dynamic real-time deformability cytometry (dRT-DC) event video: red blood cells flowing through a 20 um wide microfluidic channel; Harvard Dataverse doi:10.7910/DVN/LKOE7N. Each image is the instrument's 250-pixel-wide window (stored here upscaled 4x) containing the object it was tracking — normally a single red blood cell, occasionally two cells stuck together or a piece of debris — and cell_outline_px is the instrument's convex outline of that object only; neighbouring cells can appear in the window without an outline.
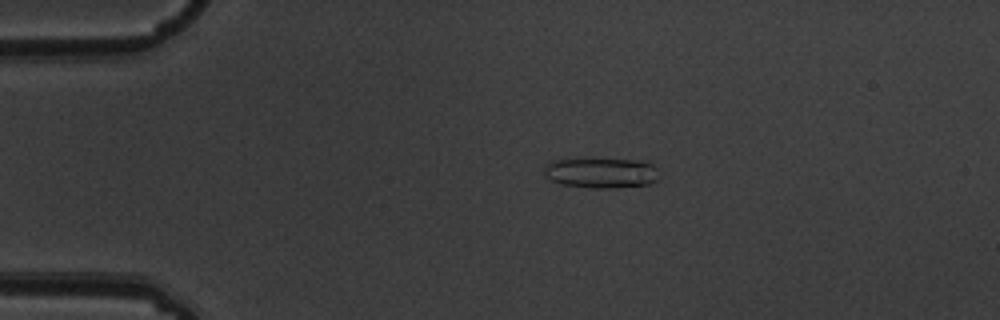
{"species": "common noctule bat (a hibernating species)", "species_latin": "Nyctalus noctula", "temperature_condition": "warm", "stored_images_in_passage": 6, "camera_frame_rate_fps": 3000, "um_per_image_px": 0.085, "animal": {"sex": "male", "body_mass_g": 19.5, "forearm_length_mm": 54.6}, "frame": {"image": 1, "passage_image": 3, "time_ms": 0.667, "image_size_px": [1000, 320], "cell_outline_px": [[660, 176], [652, 184], [616, 188], [596, 188], [560, 184], [544, 176], [544, 168], [552, 160], [640, 160], [652, 164], [656, 168]], "centroid_in_image_um": [51.15, 14.72], "position_along_channel_um": 33.9, "area_um2": 20.11}}
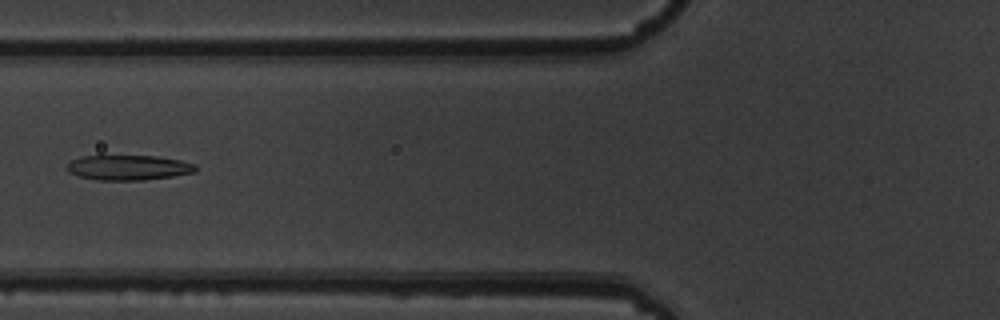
{"frame": {"image": 2, "passage_image": 6, "time_ms": 1.667, "image_size_px": [1000, 320], "cell_outline_px": [[196, 172], [172, 176], [144, 180], [100, 180], [80, 176], [68, 172], [64, 168], [72, 160], [80, 156], [156, 156], [180, 160], [196, 164]], "centroid_in_image_um": [10.91, 14.24], "position_along_channel_um": 114.9, "area_um2": 18.73}}